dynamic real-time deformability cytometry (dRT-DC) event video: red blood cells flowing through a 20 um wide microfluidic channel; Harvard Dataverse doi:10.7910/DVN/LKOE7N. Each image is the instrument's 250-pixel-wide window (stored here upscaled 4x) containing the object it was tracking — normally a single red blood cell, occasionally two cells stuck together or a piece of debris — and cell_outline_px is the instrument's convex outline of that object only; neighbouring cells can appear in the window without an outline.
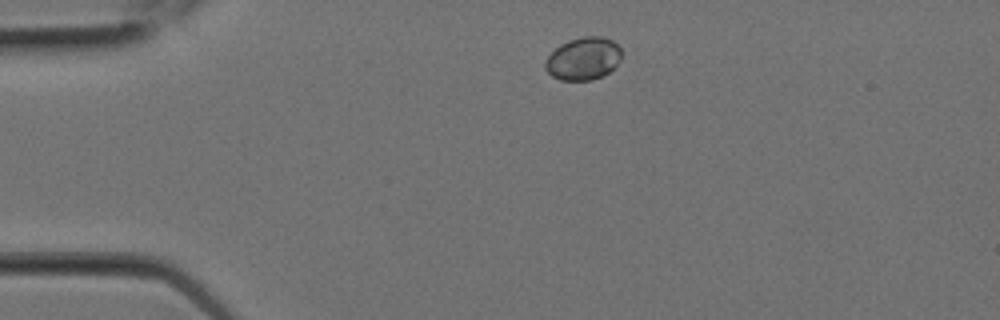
{"species": "Egyptian fruit bat (a non-hibernating species)", "species_latin": "Rousettus aegyptiacus", "temperature_condition": "room temperature", "stored_images_in_passage": 8, "camera_frame_rate_fps": 3000, "um_per_image_px": 0.085, "animal": {"sex": "female"}, "frame": {"image": 1, "passage_image": 2, "time_ms": 0.333, "image_size_px": [1000, 320], "cell_outline_px": [[620, 60], [608, 72], [592, 80], [560, 80], [552, 76], [544, 68], [544, 64], [548, 56], [560, 44], [568, 40], [584, 36], [600, 36], [612, 40], [620, 48]], "centroid_in_image_um": [49.55, 4.98], "position_along_channel_um": 35.4, "area_um2": 18.79}}
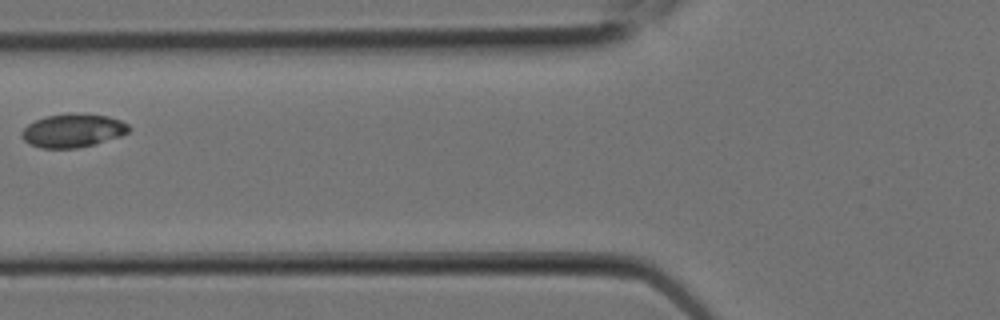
{"frame": {"image": 2, "passage_image": 6, "time_ms": 1.667, "image_size_px": [1000, 320], "cell_outline_px": [[132, 128], [128, 132], [120, 136], [92, 144], [76, 148], [40, 148], [28, 144], [20, 136], [20, 132], [28, 124], [36, 120], [48, 116], [68, 112], [108, 116], [120, 120], [128, 124]], "centroid_in_image_um": [6.17, 11.09], "position_along_channel_um": 119.6, "area_um2": 20.92}}
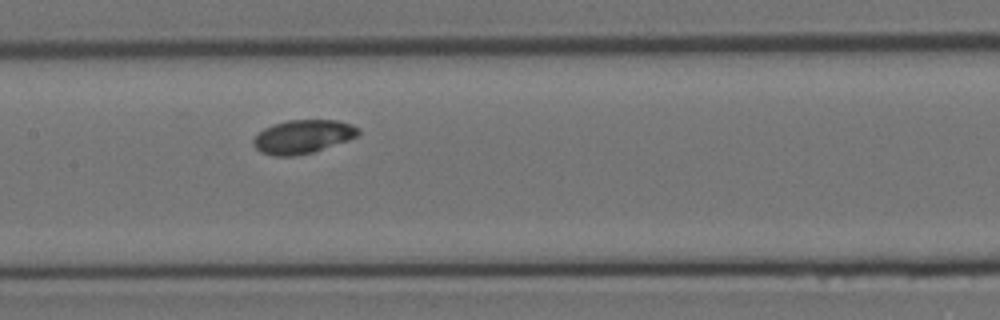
{"frame": {"image": 3, "passage_image": 8, "time_ms": 2.333, "image_size_px": [1000, 320], "cell_outline_px": [[360, 132], [356, 136], [348, 140], [312, 152], [296, 156], [276, 156], [260, 152], [252, 144], [252, 140], [264, 128], [272, 124], [288, 120], [336, 120], [352, 124], [360, 128]], "centroid_in_image_um": [25.73, 11.61], "position_along_channel_um": 181.7, "area_um2": 20.52}}